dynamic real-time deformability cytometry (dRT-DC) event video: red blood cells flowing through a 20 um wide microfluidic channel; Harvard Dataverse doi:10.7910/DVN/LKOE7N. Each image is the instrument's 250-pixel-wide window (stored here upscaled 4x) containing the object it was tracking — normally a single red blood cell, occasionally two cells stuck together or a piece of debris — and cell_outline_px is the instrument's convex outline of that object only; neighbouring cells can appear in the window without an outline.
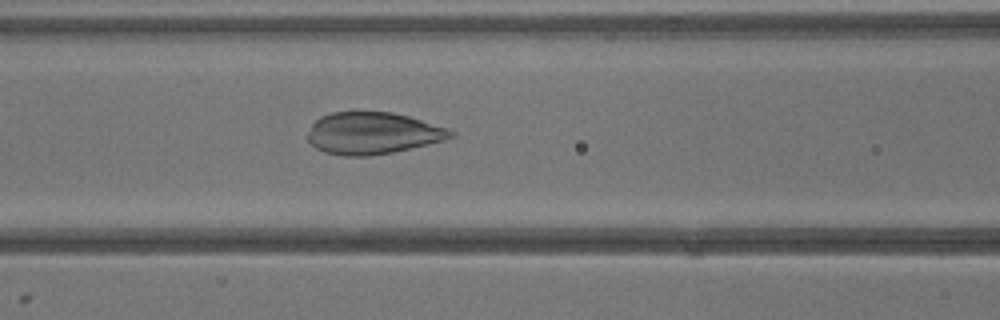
{"species": "common noctule bat (a hibernating species)", "species_latin": "Nyctalus noctula", "temperature_condition": "warm", "stored_images_in_passage": 40, "camera_frame_rate_fps": 3000, "um_per_image_px": 0.085, "animal": {"sex": "male", "body_mass_g": 13.3}, "frame": {"image": 1, "passage_image": 17, "time_ms": 5.333, "image_size_px": [1000, 320], "cell_outline_px": [[456, 136], [444, 140], [428, 144], [392, 152], [368, 156], [344, 156], [324, 152], [316, 148], [308, 140], [308, 132], [312, 124], [320, 116], [332, 112], [356, 108], [392, 112], [408, 116], [448, 128], [456, 132]], "centroid_in_image_um": [31.66, 11.28], "position_along_channel_um": 134.9, "area_um2": 35.72}}
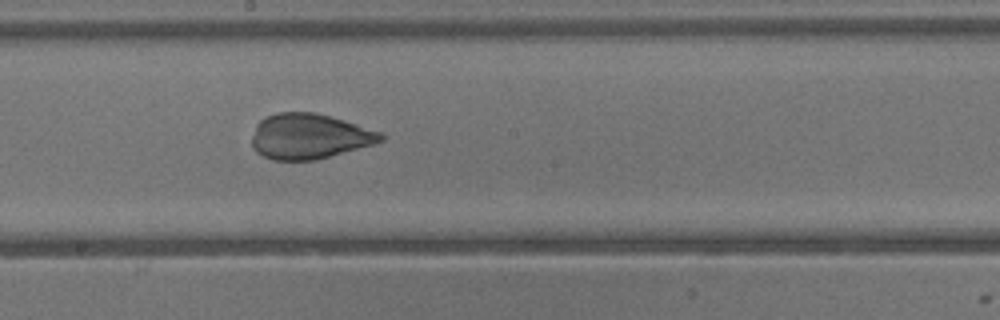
{"frame": {"image": 2, "passage_image": 22, "time_ms": 7.0, "image_size_px": [1000, 320], "cell_outline_px": [[388, 136], [384, 140], [372, 144], [328, 156], [312, 160], [272, 160], [256, 152], [252, 148], [252, 136], [256, 124], [264, 116], [276, 112], [316, 112], [384, 132]], "centroid_in_image_um": [26.28, 11.57], "position_along_channel_um": 221.9, "area_um2": 34.1}}
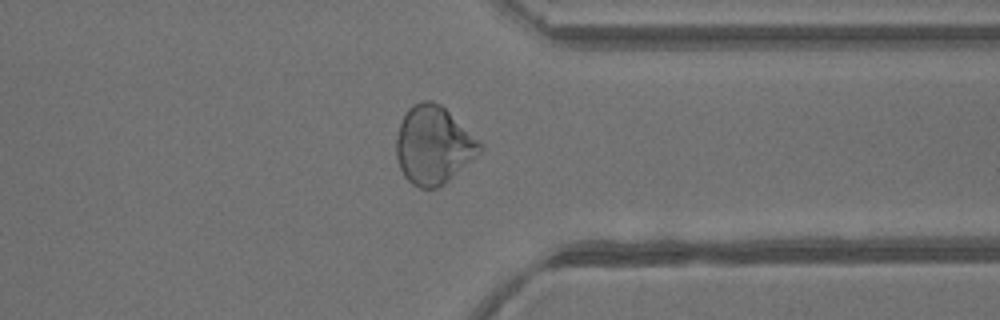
{"frame": {"image": 3, "passage_image": 31, "time_ms": 10.0, "image_size_px": [1000, 320], "cell_outline_px": [[484, 148], [480, 152], [444, 184], [436, 188], [420, 188], [412, 184], [404, 176], [400, 168], [396, 156], [396, 136], [400, 124], [408, 108], [420, 100], [432, 100], [440, 104], [484, 144]], "centroid_in_image_um": [36.83, 12.33], "position_along_channel_um": 374.6, "area_um2": 37.86}}